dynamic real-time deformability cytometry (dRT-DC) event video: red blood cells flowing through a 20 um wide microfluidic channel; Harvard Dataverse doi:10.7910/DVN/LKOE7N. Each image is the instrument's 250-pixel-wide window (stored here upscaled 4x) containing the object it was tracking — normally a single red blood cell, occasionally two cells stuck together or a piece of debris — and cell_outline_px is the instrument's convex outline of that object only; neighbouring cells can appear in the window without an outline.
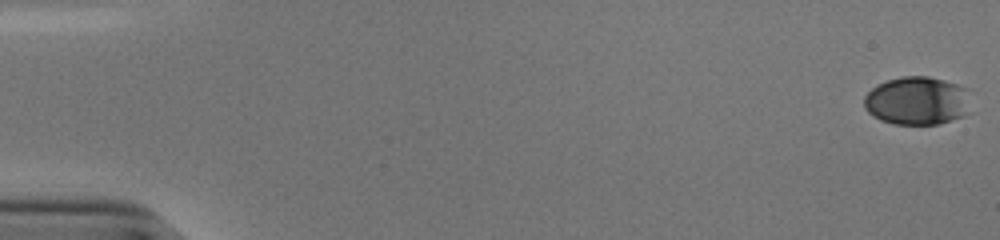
{"species": "human", "species_latin": "Homo sapiens", "temperature_condition": "cold", "stored_images_in_passage": 54, "camera_frame_rate_fps": 3000, "um_per_image_px": 0.085, "donor": {"sex": "male"}, "frame": {"image": 1, "passage_image": 1, "time_ms": 0.0, "image_size_px": [1000, 240], "cell_outline_px": [[976, 112], [964, 116], [936, 124], [892, 124], [880, 120], [872, 116], [864, 108], [864, 96], [876, 84], [900, 76], [928, 76], [960, 84], [968, 88]], "centroid_in_image_um": [78.06, 8.56], "position_along_channel_um": 6.9, "area_um2": 31.15}}
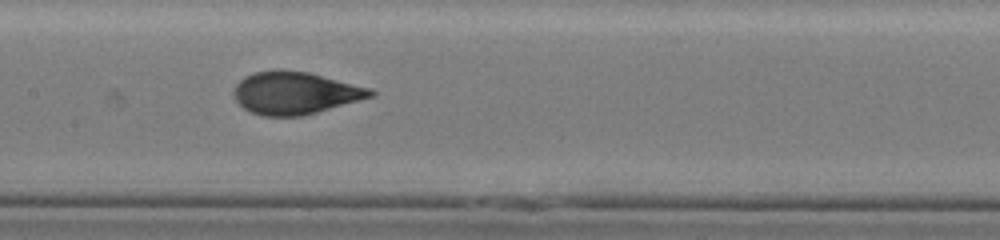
{"frame": {"image": 2, "passage_image": 28, "time_ms": 9.0, "image_size_px": [1000, 240], "cell_outline_px": [[376, 96], [316, 112], [300, 116], [260, 116], [244, 108], [236, 100], [232, 92], [236, 84], [244, 76], [252, 72], [308, 72], [372, 88], [376, 92]], "centroid_in_image_um": [25.12, 7.93], "position_along_channel_um": 182.3, "area_um2": 33.35}}
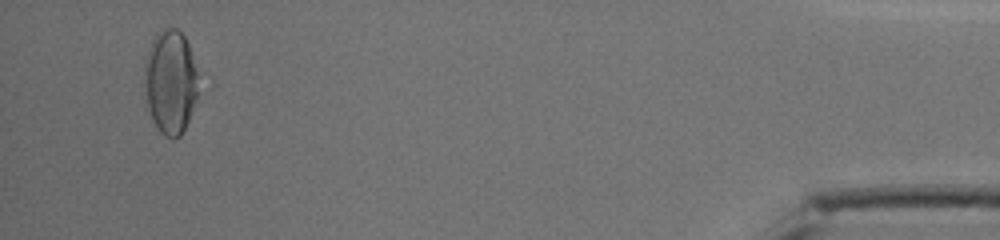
{"frame": {"image": 3, "passage_image": 52, "time_ms": 17.0, "image_size_px": [1000, 240], "cell_outline_px": [[196, 96], [188, 120], [180, 136], [172, 140], [164, 136], [160, 132], [152, 116], [148, 104], [144, 84], [144, 60], [156, 32], [164, 28], [176, 28], [184, 36], [188, 44], [196, 72]], "centroid_in_image_um": [14.45, 6.94], "position_along_channel_um": 420.8, "area_um2": 32.02}, "authors_computed_cell_mechanics": {"area_um2": 33.3795, "velocity_mm_per_s": 3.8796, "shape_relaxation_time_tau1_ms": 6.7301, "shape_relaxation_time_tau2_ms": null, "deformation_change_tau1": 0.2078, "deformation_change_tau2": null}}